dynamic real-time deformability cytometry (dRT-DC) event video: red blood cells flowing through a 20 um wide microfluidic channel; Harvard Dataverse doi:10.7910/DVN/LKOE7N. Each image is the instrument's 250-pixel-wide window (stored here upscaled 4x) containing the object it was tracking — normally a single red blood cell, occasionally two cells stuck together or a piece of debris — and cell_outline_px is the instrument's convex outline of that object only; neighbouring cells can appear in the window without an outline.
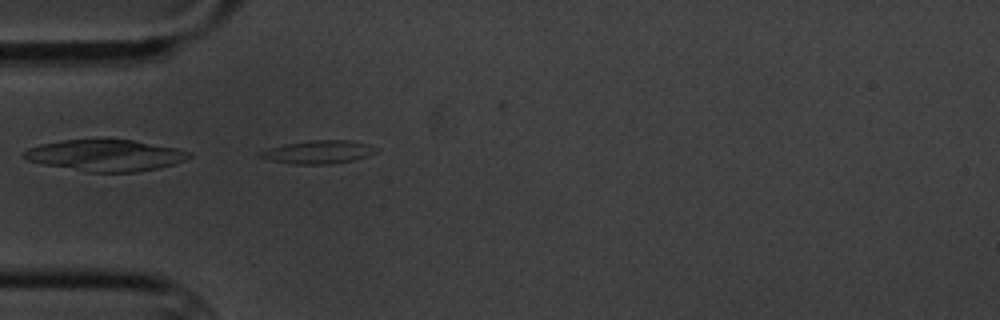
{"species": "common noctule bat (a hibernating species)", "species_latin": "Nyctalus noctula", "temperature_condition": "cold", "stored_images_in_passage": 6, "camera_frame_rate_fps": 3000, "um_per_image_px": 0.085, "animal": {"sex": "male", "body_mass_g": 20.1, "forearm_length_mm": 53.5}, "frame": {"image": 1, "passage_image": 5, "time_ms": 5.333, "image_size_px": [1000, 320], "cell_outline_px": [[376, 152], [368, 156], [352, 160], [328, 164], [292, 164], [268, 160], [256, 156], [256, 152], [268, 148], [284, 144], [308, 140], [352, 140], [368, 144], [376, 148]], "centroid_in_image_um": [26.98, 12.92], "position_along_channel_um": 58.0, "area_um2": 15.84}}